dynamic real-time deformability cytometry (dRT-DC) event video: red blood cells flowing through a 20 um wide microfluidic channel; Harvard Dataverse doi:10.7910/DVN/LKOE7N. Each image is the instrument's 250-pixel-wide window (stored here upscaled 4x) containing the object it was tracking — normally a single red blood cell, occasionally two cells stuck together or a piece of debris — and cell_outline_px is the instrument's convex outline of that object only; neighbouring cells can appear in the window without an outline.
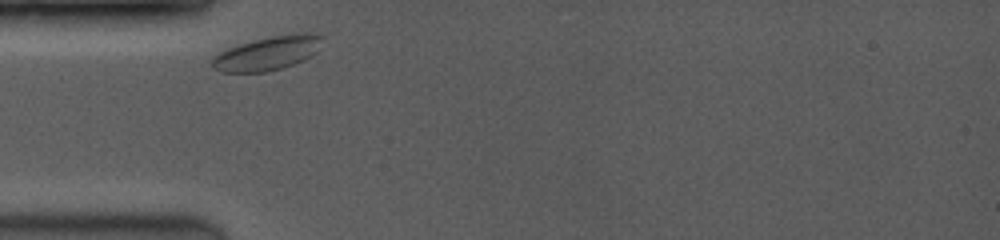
{"species": "common noctule bat (a hibernating species)", "species_latin": "Nyctalus noctula", "temperature_condition": "room temperature", "stored_images_in_passage": 19, "camera_frame_rate_fps": 3500, "um_per_image_px": 0.085, "animal": {"sex": "female", "body_mass_g": 19.0, "forearm_length_mm": 53.3}, "frame": {"image": 1, "passage_image": 1, "time_ms": 0.0, "image_size_px": [1000, 240], "cell_outline_px": [[324, 36], [316, 52], [312, 56], [304, 60], [280, 68], [264, 72], [220, 72], [212, 68], [212, 60], [220, 52], [228, 48], [240, 44], [272, 36], [300, 32], [308, 32]], "centroid_in_image_um": [22.77, 4.52], "position_along_channel_um": 62.2, "area_um2": 21.56}}
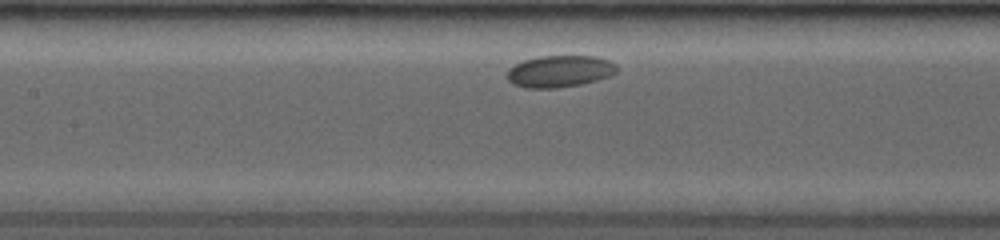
{"frame": {"image": 2, "passage_image": 9, "time_ms": 2.857, "image_size_px": [1000, 240], "cell_outline_px": [[616, 72], [608, 76], [596, 80], [580, 84], [556, 88], [524, 88], [512, 84], [508, 80], [508, 68], [524, 60], [540, 56], [596, 56], [608, 60], [616, 64]], "centroid_in_image_um": [47.54, 6.06], "position_along_channel_um": 159.9, "area_um2": 20.23}}